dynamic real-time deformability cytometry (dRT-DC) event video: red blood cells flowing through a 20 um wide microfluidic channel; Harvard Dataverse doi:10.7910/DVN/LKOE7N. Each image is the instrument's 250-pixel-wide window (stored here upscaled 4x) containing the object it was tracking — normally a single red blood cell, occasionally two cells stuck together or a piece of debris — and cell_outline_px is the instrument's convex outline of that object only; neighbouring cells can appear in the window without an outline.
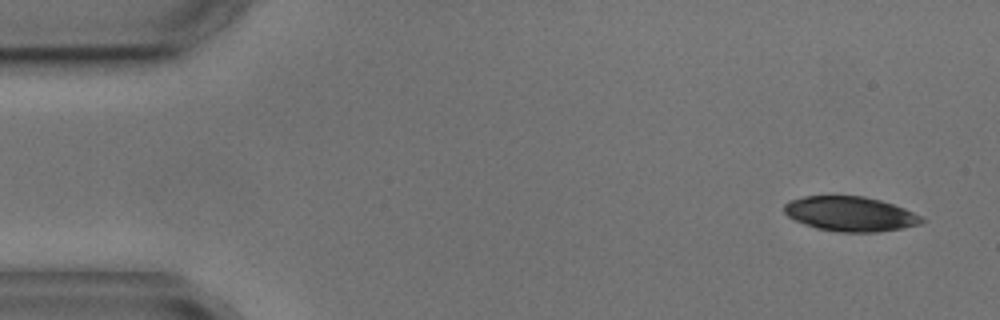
{"species": "common noctule bat (a hibernating species)", "species_latin": "Nyctalus noctula", "temperature_condition": "cold", "stored_images_in_passage": 7, "camera_frame_rate_fps": 3000, "um_per_image_px": 0.085, "animal": {"sex": "male", "body_mass_g": 17.9, "forearm_length_mm": 54.2}, "frame": {"image": 1, "passage_image": 1, "time_ms": 0.0, "image_size_px": [1000, 320], "cell_outline_px": [[924, 220], [920, 224], [904, 228], [880, 232], [840, 232], [816, 228], [804, 224], [788, 216], [784, 212], [784, 204], [792, 200], [804, 196], [864, 196], [880, 200], [904, 208], [920, 216]], "centroid_in_image_um": [72.27, 18.19], "position_along_channel_um": 12.7, "area_um2": 27.69}}